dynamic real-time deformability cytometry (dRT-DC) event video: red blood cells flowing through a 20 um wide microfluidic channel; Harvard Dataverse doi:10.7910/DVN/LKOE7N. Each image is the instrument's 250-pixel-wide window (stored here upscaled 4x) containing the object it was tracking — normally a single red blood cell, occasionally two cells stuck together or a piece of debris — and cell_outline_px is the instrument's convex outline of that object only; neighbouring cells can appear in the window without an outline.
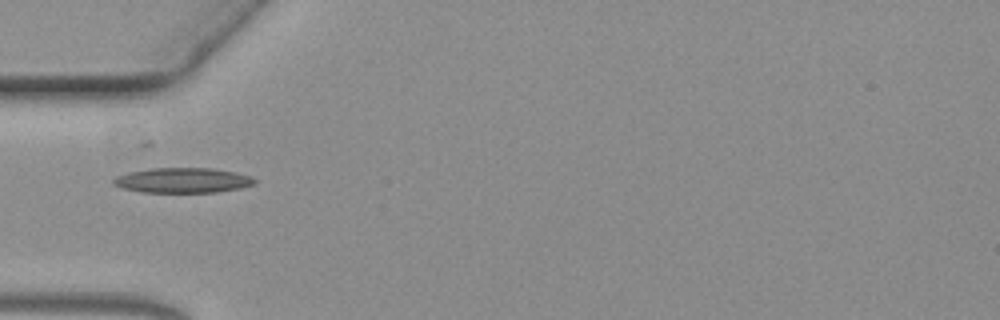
{"species": "common noctule bat (a hibernating species)", "species_latin": "Nyctalus noctula", "temperature_condition": "warm", "stored_images_in_passage": 3, "camera_frame_rate_fps": 3000, "um_per_image_px": 0.085, "animal": {"sex": "female", "body_mass_g": 19.3, "forearm_length_mm": 54.1}, "frame": {"image": 1, "passage_image": 1, "time_ms": 0.0, "image_size_px": [1000, 320], "cell_outline_px": [[256, 180], [252, 184], [240, 188], [216, 192], [144, 192], [124, 188], [112, 184], [112, 180], [116, 176], [128, 172], [152, 168], [212, 168], [252, 176]], "centroid_in_image_um": [15.5, 15.32], "position_along_channel_um": 69.5, "area_um2": 20.4}}